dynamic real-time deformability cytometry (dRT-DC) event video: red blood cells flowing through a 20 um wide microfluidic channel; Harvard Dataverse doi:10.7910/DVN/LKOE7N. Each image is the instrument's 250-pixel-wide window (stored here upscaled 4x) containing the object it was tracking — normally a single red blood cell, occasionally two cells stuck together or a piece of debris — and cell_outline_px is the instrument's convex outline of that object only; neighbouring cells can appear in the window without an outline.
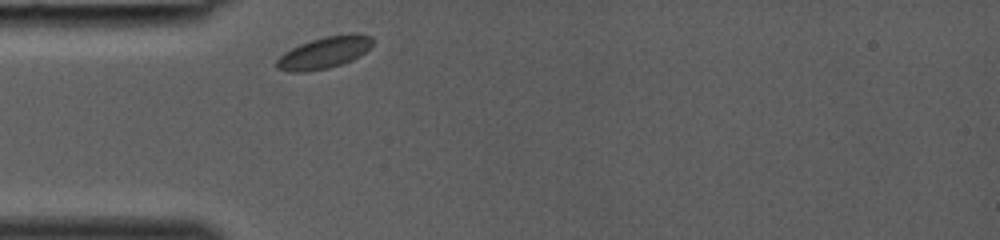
{"species": "common noctule bat (a hibernating species)", "species_latin": "Nyctalus noctula", "temperature_condition": "room temperature", "stored_images_in_passage": 24, "camera_frame_rate_fps": 3000, "um_per_image_px": 0.085, "animal": {"sex": "female", "body_mass_g": 19.0, "forearm_length_mm": 53.3}, "frame": {"image": 1, "passage_image": 1, "time_ms": 0.0, "image_size_px": [1000, 240], "cell_outline_px": [[372, 44], [360, 56], [352, 60], [328, 68], [308, 72], [288, 72], [276, 68], [276, 60], [284, 52], [300, 44], [324, 36], [348, 32], [356, 32], [372, 36]], "centroid_in_image_um": [27.56, 4.46], "position_along_channel_um": 57.4, "area_um2": 17.98}}
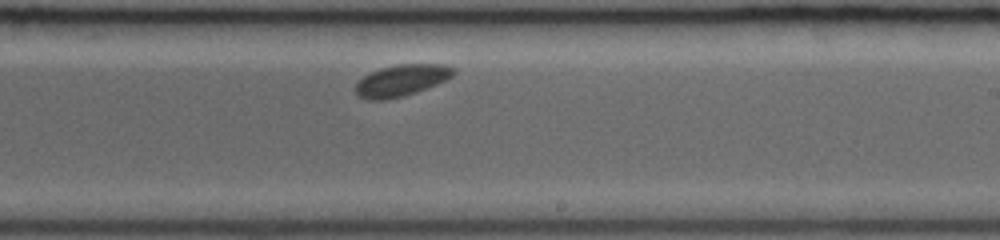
{"frame": {"image": 2, "passage_image": 14, "time_ms": 4.333, "image_size_px": [1000, 240], "cell_outline_px": [[456, 72], [452, 76], [436, 84], [416, 92], [384, 100], [368, 100], [356, 96], [356, 84], [364, 76], [380, 68], [396, 64], [444, 64], [456, 68]], "centroid_in_image_um": [34.13, 6.82], "position_along_channel_um": 254.9, "area_um2": 17.86}}
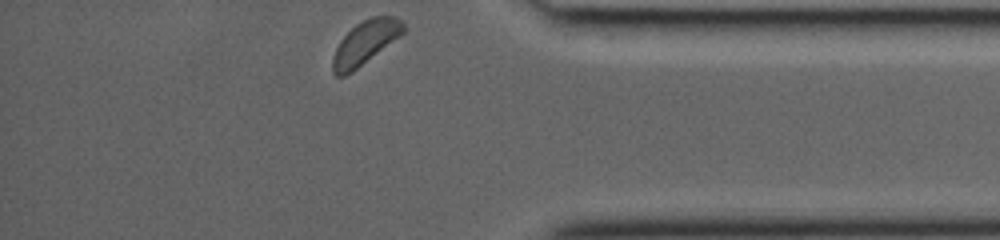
{"frame": {"image": 3, "passage_image": 24, "time_ms": 7.667, "image_size_px": [1000, 240], "cell_outline_px": [[404, 32], [400, 36], [352, 72], [344, 76], [336, 76], [332, 72], [332, 56], [340, 40], [356, 24], [372, 16], [396, 16], [404, 24]], "centroid_in_image_um": [31.02, 3.63], "position_along_channel_um": 404.2, "area_um2": 17.8}}